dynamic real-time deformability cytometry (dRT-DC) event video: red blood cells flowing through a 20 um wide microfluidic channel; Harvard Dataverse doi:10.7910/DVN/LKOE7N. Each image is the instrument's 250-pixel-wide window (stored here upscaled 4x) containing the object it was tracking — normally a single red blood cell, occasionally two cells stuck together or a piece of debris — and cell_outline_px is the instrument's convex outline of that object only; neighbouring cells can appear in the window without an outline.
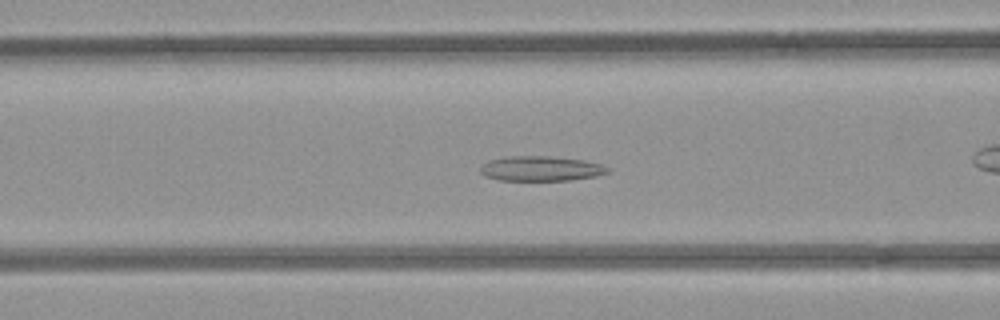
{"species": "common noctule bat (a hibernating species)", "species_latin": "Nyctalus noctula", "temperature_condition": "room temperature", "stored_images_in_passage": 38, "camera_frame_rate_fps": 3000, "um_per_image_px": 0.085, "animal": {"sex": "female", "body_mass_g": 21.9}, "frame": {"image": 1, "passage_image": 5, "time_ms": 1.333, "image_size_px": [1000, 320], "cell_outline_px": [[612, 172], [596, 176], [572, 180], [500, 180], [484, 176], [480, 172], [480, 164], [488, 160], [504, 156], [548, 156], [584, 160], [600, 164], [612, 168]], "centroid_in_image_um": [45.98, 14.32], "position_along_channel_um": 120.6, "area_um2": 18.79}}
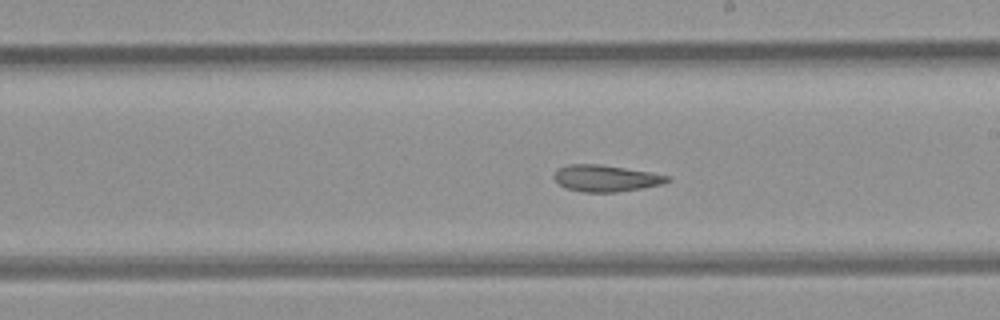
{"frame": {"image": 2, "passage_image": 14, "time_ms": 4.333, "image_size_px": [1000, 320], "cell_outline_px": [[672, 180], [664, 184], [616, 192], [584, 192], [564, 188], [552, 176], [556, 168], [568, 164], [600, 164], [652, 172], [672, 176]], "centroid_in_image_um": [51.51, 15.14], "position_along_channel_um": 237.5, "area_um2": 17.8}}
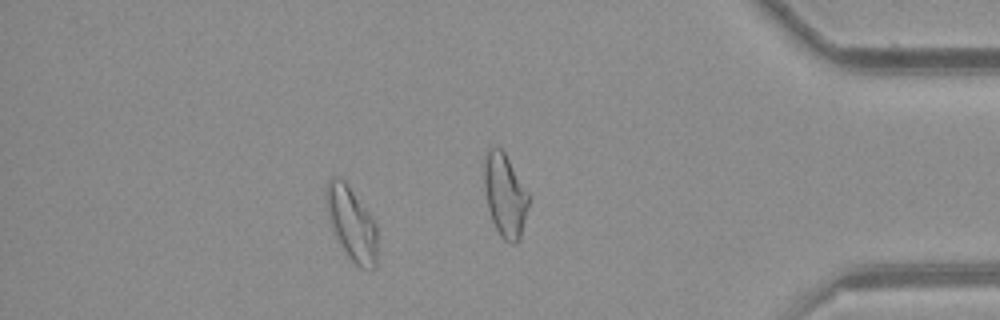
{"frame": {"image": 3, "passage_image": 31, "time_ms": 10.0, "image_size_px": [1000, 320], "cell_outline_px": [[376, 268], [360, 268], [348, 256], [332, 232], [328, 220], [324, 192], [328, 180], [332, 176], [336, 176], [344, 180], [372, 216], [376, 224]], "centroid_in_image_um": [29.84, 18.97], "position_along_channel_um": 405.4, "area_um2": 22.08}, "authors_computed_cell_mechanics": {"area_um2": 18.9873, "velocity_mm_per_s": 3.8906, "shape_relaxation_time_tau1_ms": null, "shape_relaxation_time_tau2_ms": 3.1239, "deformation_change_tau1": null, "deformation_change_tau2": 0.0953}}